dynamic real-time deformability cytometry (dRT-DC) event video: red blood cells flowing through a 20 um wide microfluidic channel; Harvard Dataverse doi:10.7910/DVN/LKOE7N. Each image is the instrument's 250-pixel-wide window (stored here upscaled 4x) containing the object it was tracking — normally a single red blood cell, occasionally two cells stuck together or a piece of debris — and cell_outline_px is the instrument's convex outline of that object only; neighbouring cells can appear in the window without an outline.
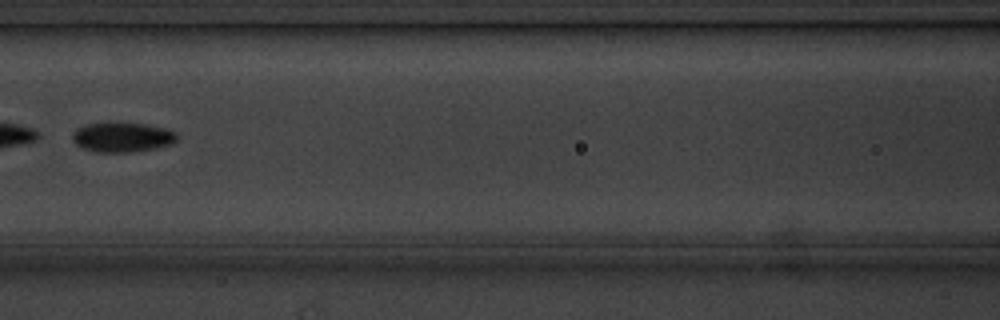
{"species": "common noctule bat (a hibernating species)", "species_latin": "Nyctalus noctula", "temperature_condition": "cold", "stored_images_in_passage": 3, "camera_frame_rate_fps": 3000, "um_per_image_px": 0.085, "animal": {"sex": "male", "body_mass_g": 20.1, "forearm_length_mm": 53.5}, "frame": {"image": 1, "passage_image": 3, "time_ms": 2.333, "image_size_px": [1000, 320], "cell_outline_px": [[176, 140], [172, 144], [156, 148], [128, 152], [96, 152], [84, 148], [76, 144], [72, 140], [72, 132], [76, 128], [84, 124], [108, 120], [116, 120], [148, 124], [164, 128], [176, 132]], "centroid_in_image_um": [10.34, 11.6], "position_along_channel_um": 156.3, "area_um2": 18.84}}